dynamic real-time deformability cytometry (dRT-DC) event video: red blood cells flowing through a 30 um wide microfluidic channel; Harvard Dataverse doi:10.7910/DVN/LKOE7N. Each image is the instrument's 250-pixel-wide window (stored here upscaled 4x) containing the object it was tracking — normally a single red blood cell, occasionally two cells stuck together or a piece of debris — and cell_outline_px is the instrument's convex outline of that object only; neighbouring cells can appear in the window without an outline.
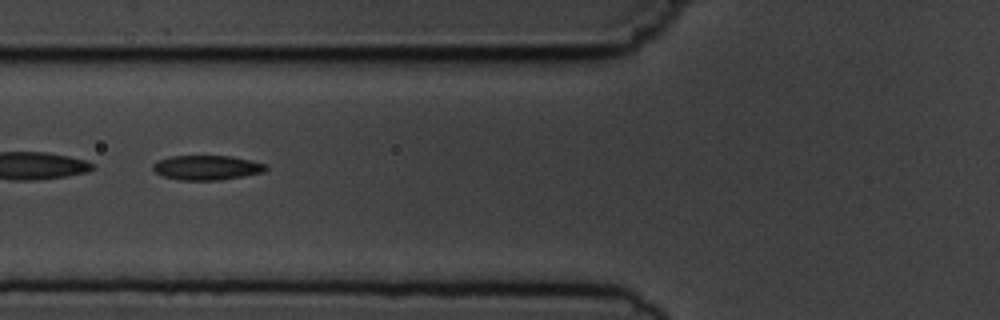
{"species": "common noctule bat (a hibernating species)", "species_latin": "Nyctalus noctula", "temperature_condition": "cold", "stored_images_in_passage": 10, "camera_frame_rate_fps": 3000, "um_per_image_px": 0.085, "animal": {"sex": "male", "body_mass_g": 19.5, "forearm_length_mm": 54.6}, "frame": {"image": 1, "passage_image": 6, "time_ms": 5.667, "image_size_px": [1000, 320], "cell_outline_px": [[268, 168], [264, 172], [244, 176], [220, 180], [180, 180], [164, 176], [156, 172], [152, 168], [152, 164], [156, 160], [172, 156], [232, 156], [268, 164]], "centroid_in_image_um": [17.6, 14.24], "position_along_channel_um": 108.2, "area_um2": 16.3}}
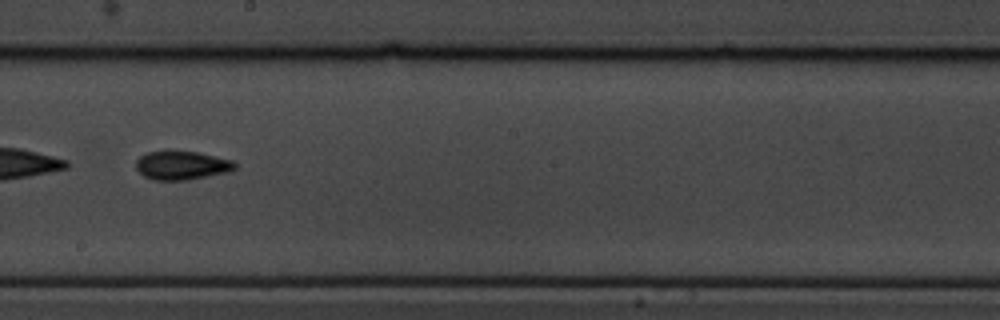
{"frame": {"image": 2, "passage_image": 9, "time_ms": 9.0, "image_size_px": [1000, 320], "cell_outline_px": [[236, 168], [228, 172], [188, 180], [152, 180], [144, 176], [136, 168], [136, 160], [140, 156], [148, 152], [196, 152], [232, 160], [236, 164]], "centroid_in_image_um": [15.45, 14.08], "position_along_channel_um": 232.8, "area_um2": 16.3}}
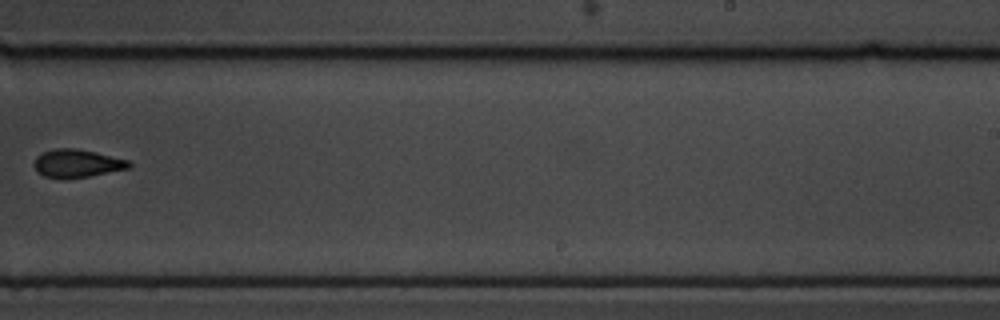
{"frame": {"image": 3, "passage_image": 10, "time_ms": 10.333, "image_size_px": [1000, 320], "cell_outline_px": [[132, 168], [88, 176], [44, 176], [36, 172], [32, 164], [36, 156], [44, 152], [56, 148], [76, 148], [96, 152], [128, 160], [132, 164]], "centroid_in_image_um": [6.56, 13.85], "position_along_channel_um": 282.4, "area_um2": 15.2}}